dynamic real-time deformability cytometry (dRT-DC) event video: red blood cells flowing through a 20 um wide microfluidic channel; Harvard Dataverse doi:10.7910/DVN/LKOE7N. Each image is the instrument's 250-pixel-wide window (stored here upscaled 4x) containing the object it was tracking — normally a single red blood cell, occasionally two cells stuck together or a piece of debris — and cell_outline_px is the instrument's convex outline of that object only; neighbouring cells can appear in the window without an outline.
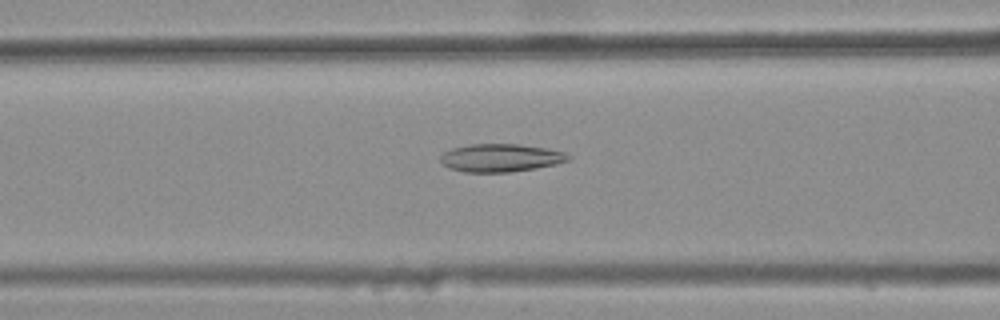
{"species": "common noctule bat (a hibernating species)", "species_latin": "Nyctalus noctula", "temperature_condition": "warm", "stored_images_in_passage": 41, "camera_frame_rate_fps": 3000, "um_per_image_px": 0.085, "animal": {"sex": "female", "body_mass_g": 25.1}, "frame": {"image": 1, "passage_image": 16, "time_ms": 5.0, "image_size_px": [1000, 320], "cell_outline_px": [[572, 160], [556, 164], [536, 168], [508, 172], [464, 172], [448, 168], [440, 160], [440, 156], [444, 152], [452, 148], [468, 144], [516, 144], [544, 148], [564, 152], [572, 156]], "centroid_in_image_um": [42.56, 13.42], "position_along_channel_um": 124.0, "area_um2": 20.87}}
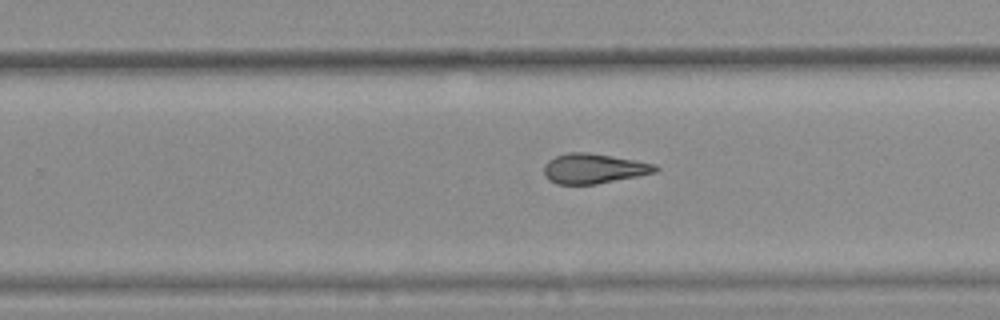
{"frame": {"image": 2, "passage_image": 28, "time_ms": 9.0, "image_size_px": [1000, 320], "cell_outline_px": [[660, 168], [656, 172], [596, 184], [556, 184], [548, 180], [544, 172], [544, 164], [548, 160], [556, 156], [568, 152], [588, 152], [656, 164]], "centroid_in_image_um": [50.44, 14.32], "position_along_channel_um": 279.4, "area_um2": 19.31}}
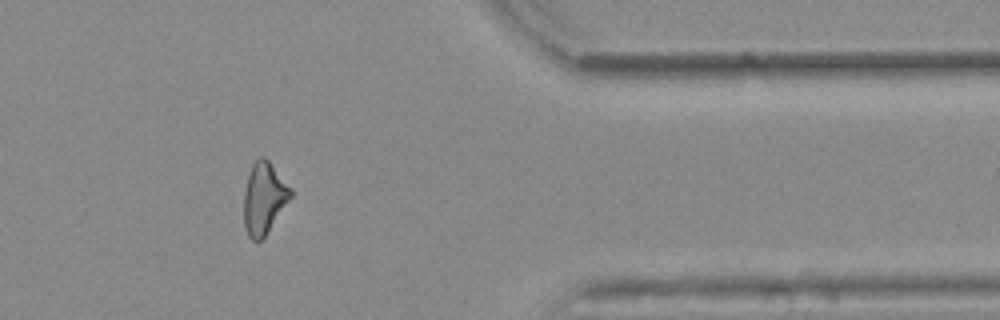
{"frame": {"image": 3, "passage_image": 38, "time_ms": 12.333, "image_size_px": [1000, 320], "cell_outline_px": [[292, 196], [264, 236], [260, 240], [252, 240], [248, 236], [244, 228], [244, 192], [248, 176], [252, 164], [260, 156], [264, 156], [268, 160], [292, 188]], "centroid_in_image_um": [22.43, 16.83], "position_along_channel_um": 389.0, "area_um2": 19.31}, "authors_computed_cell_mechanics": {"area_um2": 19.7676, "velocity_mm_per_s": 3.8875, "shape_relaxation_time_tau1_ms": null, "shape_relaxation_time_tau2_ms": 2.9061, "deformation_change_tau1": null, "deformation_change_tau2": 0.1188}}